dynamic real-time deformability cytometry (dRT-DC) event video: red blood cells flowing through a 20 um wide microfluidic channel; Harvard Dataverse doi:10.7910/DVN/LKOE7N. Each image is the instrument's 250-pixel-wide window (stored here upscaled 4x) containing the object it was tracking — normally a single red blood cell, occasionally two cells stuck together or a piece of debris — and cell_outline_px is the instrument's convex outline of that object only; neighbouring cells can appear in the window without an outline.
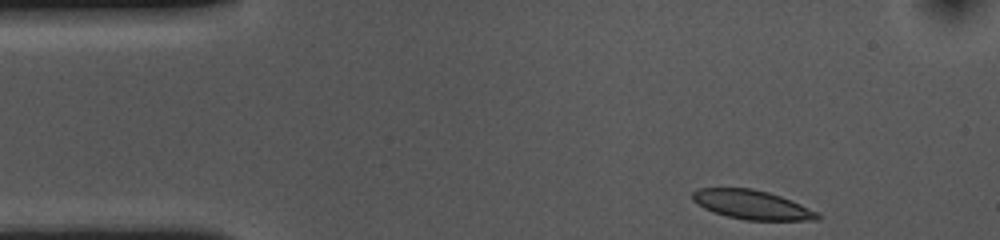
{"species": "common noctule bat (a hibernating species)", "species_latin": "Nyctalus noctula", "temperature_condition": "cold", "stored_images_in_passage": 39, "camera_frame_rate_fps": 3000, "um_per_image_px": 0.085, "animal": {"sex": "female", "body_mass_g": 10.0, "forearm_length_mm": 53.1}, "frame": {"image": 1, "passage_image": 1, "time_ms": 0.0, "image_size_px": [1000, 240], "cell_outline_px": [[820, 220], [744, 220], [712, 212], [704, 208], [692, 200], [692, 192], [700, 188], [752, 188], [768, 192], [780, 196], [820, 212]], "centroid_in_image_um": [63.93, 17.4], "position_along_channel_um": 21.1, "area_um2": 21.21}}
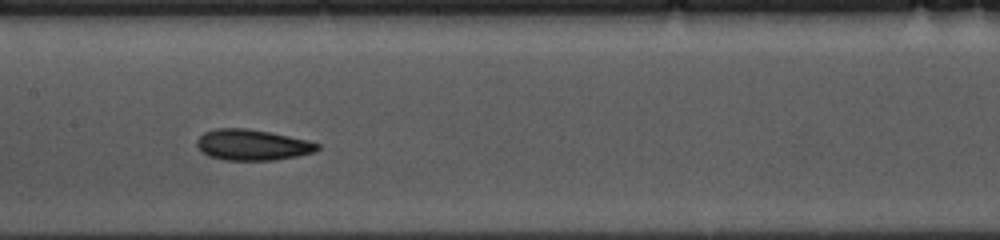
{"frame": {"image": 2, "passage_image": 20, "time_ms": 6.333, "image_size_px": [1000, 240], "cell_outline_px": [[320, 148], [316, 152], [296, 156], [272, 160], [224, 160], [208, 156], [196, 144], [196, 140], [204, 132], [216, 128], [248, 128], [272, 132], [308, 140], [320, 144]], "centroid_in_image_um": [21.47, 12.3], "position_along_channel_um": 185.9, "area_um2": 21.79}}
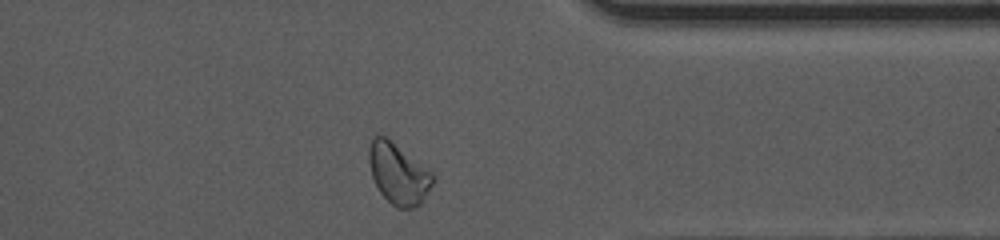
{"frame": {"image": 3, "passage_image": 37, "time_ms": 12.0, "image_size_px": [1000, 240], "cell_outline_px": [[436, 180], [420, 204], [412, 208], [396, 208], [380, 192], [372, 176], [368, 160], [368, 148], [372, 136], [376, 132], [384, 136], [432, 172], [436, 176]], "centroid_in_image_um": [33.85, 14.75], "position_along_channel_um": 377.6, "area_um2": 22.6}, "authors_computed_cell_mechanics": {"area_um2": 21.7328, "velocity_mm_per_s": 3.581, "shape_relaxation_time_tau1_ms": 3.427, "shape_relaxation_time_tau2_ms": 2.3381, "deformation_change_tau1": 0.0975, "deformation_change_tau2": 0.0622}}